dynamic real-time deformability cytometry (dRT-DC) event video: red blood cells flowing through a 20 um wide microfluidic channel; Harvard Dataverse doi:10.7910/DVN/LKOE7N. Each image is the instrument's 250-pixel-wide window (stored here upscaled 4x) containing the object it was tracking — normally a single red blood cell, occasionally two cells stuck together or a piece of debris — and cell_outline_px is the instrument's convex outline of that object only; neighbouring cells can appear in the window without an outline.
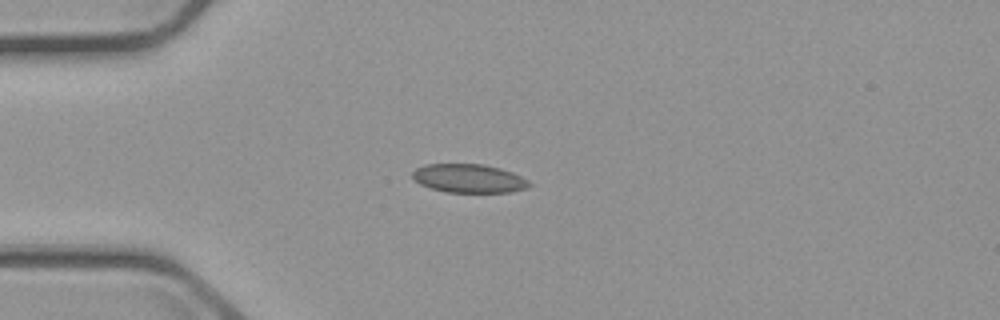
{"species": "common noctule bat (a hibernating species)", "species_latin": "Nyctalus noctula", "temperature_condition": "cold", "stored_images_in_passage": 3, "camera_frame_rate_fps": 3000, "um_per_image_px": 0.085, "animal": {"sex": "male", "body_mass_g": 23.1, "forearm_length_mm": 52.7}, "frame": {"image": 1, "passage_image": 1, "time_ms": 0.0, "image_size_px": [1000, 320], "cell_outline_px": [[532, 184], [524, 188], [512, 192], [444, 192], [420, 184], [412, 176], [412, 172], [416, 168], [424, 164], [484, 164], [500, 168], [512, 172], [528, 180]], "centroid_in_image_um": [39.84, 15.16], "position_along_channel_um": 45.2, "area_um2": 19.42}}
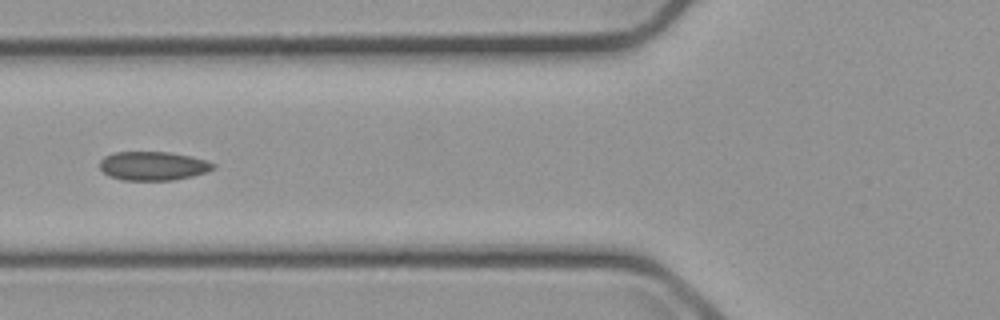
{"frame": {"image": 2, "passage_image": 3, "time_ms": 2.333, "image_size_px": [1000, 320], "cell_outline_px": [[216, 168], [208, 172], [192, 176], [172, 180], [120, 180], [108, 176], [100, 168], [100, 160], [104, 156], [116, 152], [168, 152], [192, 156], [208, 160], [216, 164]], "centroid_in_image_um": [13.04, 14.1], "position_along_channel_um": 112.8, "area_um2": 19.31}}